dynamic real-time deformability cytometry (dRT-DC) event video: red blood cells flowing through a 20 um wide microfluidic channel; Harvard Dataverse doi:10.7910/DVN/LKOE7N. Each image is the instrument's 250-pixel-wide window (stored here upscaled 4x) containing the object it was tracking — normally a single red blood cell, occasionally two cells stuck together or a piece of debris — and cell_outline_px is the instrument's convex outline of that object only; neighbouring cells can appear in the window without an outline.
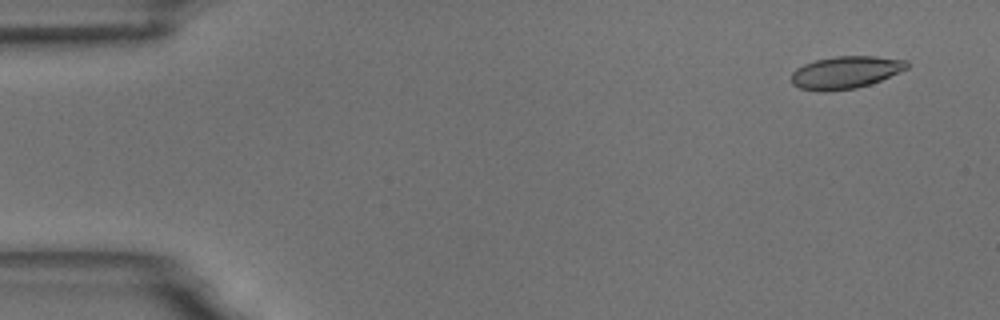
{"species": "common noctule bat (a hibernating species)", "species_latin": "Nyctalus noctula", "temperature_condition": "room temperature", "stored_images_in_passage": 10, "camera_frame_rate_fps": 3000, "um_per_image_px": 0.085, "animal": {"sex": "male", "body_mass_g": 18.8}, "frame": {"image": 1, "passage_image": 1, "time_ms": 0.0, "image_size_px": [1000, 320], "cell_outline_px": [[908, 68], [880, 80], [856, 88], [824, 92], [800, 88], [792, 84], [792, 72], [796, 68], [804, 64], [816, 60], [836, 56], [876, 56], [908, 60]], "centroid_in_image_um": [71.86, 6.15], "position_along_channel_um": 13.1, "area_um2": 21.73}}
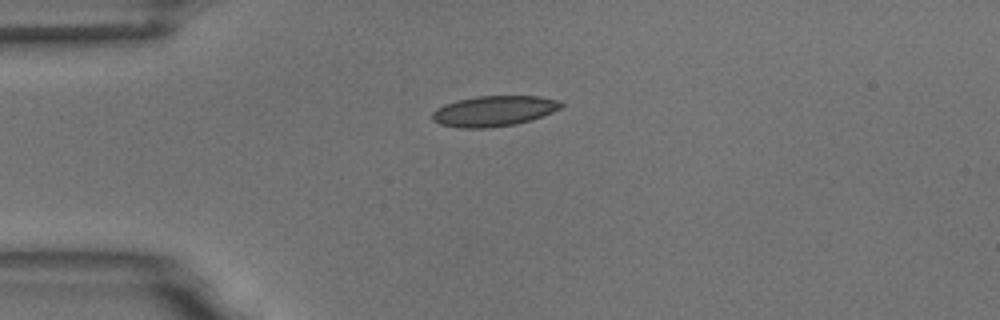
{"frame": {"image": 2, "passage_image": 4, "time_ms": 3.333, "image_size_px": [1000, 320], "cell_outline_px": [[564, 104], [560, 108], [552, 112], [516, 124], [488, 128], [460, 128], [440, 124], [432, 120], [432, 112], [436, 108], [444, 104], [456, 100], [476, 96], [540, 96], [560, 100]], "centroid_in_image_um": [41.95, 9.43], "position_along_channel_um": 43.1, "area_um2": 22.95}}